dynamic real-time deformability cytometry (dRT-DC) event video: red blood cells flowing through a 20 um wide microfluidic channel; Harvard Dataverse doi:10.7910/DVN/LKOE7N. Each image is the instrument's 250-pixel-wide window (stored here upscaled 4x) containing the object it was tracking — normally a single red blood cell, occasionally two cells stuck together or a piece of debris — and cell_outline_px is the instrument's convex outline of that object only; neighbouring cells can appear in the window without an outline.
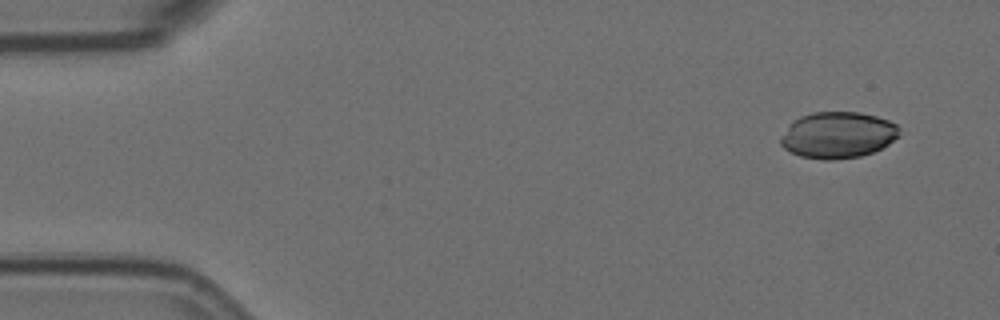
{"species": "Egyptian fruit bat (a non-hibernating species)", "species_latin": "Rousettus aegyptiacus", "temperature_condition": "room temperature", "stored_images_in_passage": 9, "camera_frame_rate_fps": 3000, "um_per_image_px": 0.085, "animal": {"sex": "female"}, "frame": {"image": 1, "passage_image": 1, "time_ms": 0.0, "image_size_px": [1000, 320], "cell_outline_px": [[900, 136], [888, 144], [872, 152], [860, 156], [832, 160], [824, 160], [800, 156], [784, 148], [780, 144], [780, 136], [788, 124], [792, 120], [800, 116], [812, 112], [860, 112], [876, 116], [888, 120], [896, 124], [900, 128]], "centroid_in_image_um": [71.2, 11.47], "position_along_channel_um": 13.8, "area_um2": 32.31}}
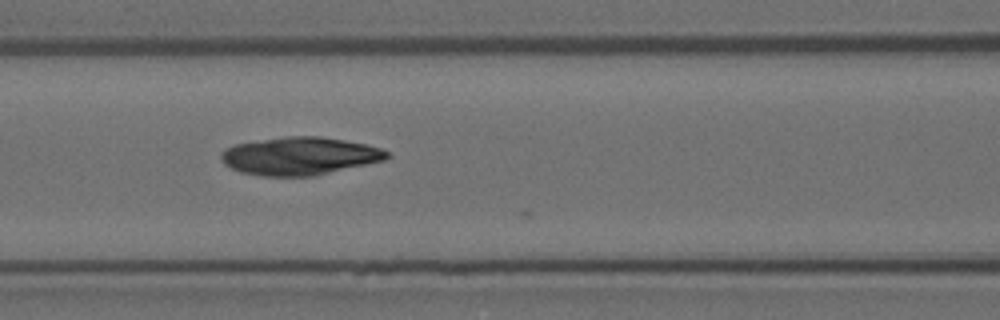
{"frame": {"image": 2, "passage_image": 7, "time_ms": 2.0, "image_size_px": [1000, 320], "cell_outline_px": [[392, 156], [384, 160], [312, 176], [260, 176], [240, 172], [224, 164], [220, 156], [220, 152], [236, 144], [288, 136], [320, 136], [344, 140], [364, 144], [380, 148], [388, 152]], "centroid_in_image_um": [25.46, 13.26], "position_along_channel_um": 141.1, "area_um2": 36.24}}